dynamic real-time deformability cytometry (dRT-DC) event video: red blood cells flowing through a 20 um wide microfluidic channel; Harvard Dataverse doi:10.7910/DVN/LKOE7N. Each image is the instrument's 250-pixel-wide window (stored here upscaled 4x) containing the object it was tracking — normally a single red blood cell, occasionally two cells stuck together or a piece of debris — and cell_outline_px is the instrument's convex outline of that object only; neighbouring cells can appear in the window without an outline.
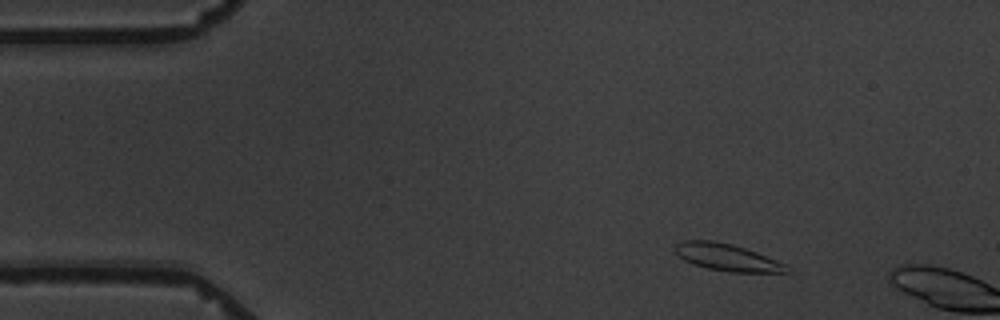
{"species": "common noctule bat (a hibernating species)", "species_latin": "Nyctalus noctula", "temperature_condition": "warm", "stored_images_in_passage": 2, "camera_frame_rate_fps": 3000, "um_per_image_px": 0.085, "animal": {"sex": "male", "body_mass_g": 19.5, "forearm_length_mm": 54.6}, "frame": {"image": 1, "passage_image": 1, "time_ms": 0.0, "image_size_px": [1000, 320], "cell_outline_px": [[796, 272], [732, 272], [708, 268], [692, 264], [684, 260], [672, 248], [680, 240], [712, 240], [732, 244], [756, 252], [784, 264]], "centroid_in_image_um": [61.77, 21.87], "position_along_channel_um": 23.2, "area_um2": 17.51}}